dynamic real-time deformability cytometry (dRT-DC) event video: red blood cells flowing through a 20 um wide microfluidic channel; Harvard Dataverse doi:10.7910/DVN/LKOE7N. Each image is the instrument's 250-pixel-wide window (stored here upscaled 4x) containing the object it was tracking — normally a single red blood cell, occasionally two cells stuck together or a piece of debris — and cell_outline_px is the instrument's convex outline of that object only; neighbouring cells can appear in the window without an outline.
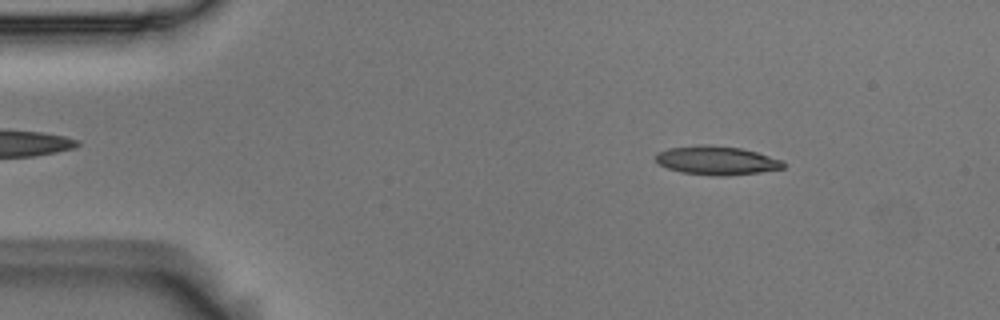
{"species": "Egyptian fruit bat (a non-hibernating species)", "species_latin": "Rousettus aegyptiacus", "temperature_condition": "room temperature", "stored_images_in_passage": 4, "camera_frame_rate_fps": 3000, "um_per_image_px": 0.085, "animal": {"sex": "male"}, "frame": {"image": 1, "passage_image": 2, "time_ms": 0.333, "image_size_px": [1000, 320], "cell_outline_px": [[784, 168], [760, 172], [724, 176], [716, 176], [680, 172], [668, 168], [660, 164], [656, 160], [656, 152], [668, 148], [696, 144], [708, 144], [740, 148], [756, 152], [784, 160]], "centroid_in_image_um": [60.9, 13.63], "position_along_channel_um": 24.1, "area_um2": 21.5}}
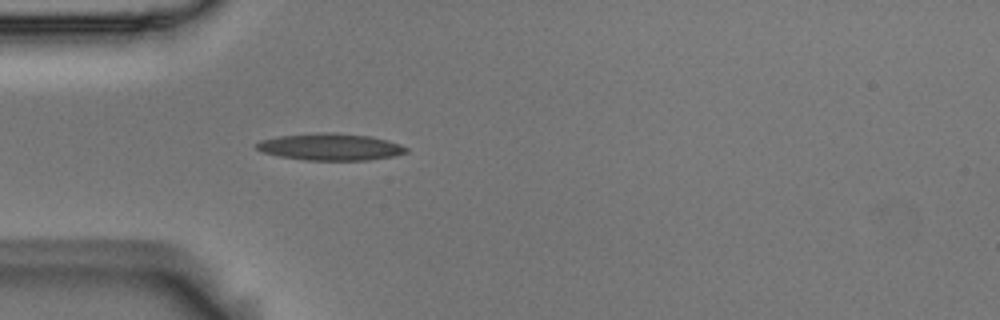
{"frame": {"image": 2, "passage_image": 4, "time_ms": 1.0, "image_size_px": [1000, 320], "cell_outline_px": [[408, 152], [392, 156], [368, 160], [304, 160], [280, 156], [264, 152], [256, 148], [256, 144], [260, 140], [280, 136], [316, 132], [336, 132], [368, 136], [388, 140], [400, 144], [408, 148]], "centroid_in_image_um": [28.09, 12.48], "position_along_channel_um": 56.9, "area_um2": 23.41}}